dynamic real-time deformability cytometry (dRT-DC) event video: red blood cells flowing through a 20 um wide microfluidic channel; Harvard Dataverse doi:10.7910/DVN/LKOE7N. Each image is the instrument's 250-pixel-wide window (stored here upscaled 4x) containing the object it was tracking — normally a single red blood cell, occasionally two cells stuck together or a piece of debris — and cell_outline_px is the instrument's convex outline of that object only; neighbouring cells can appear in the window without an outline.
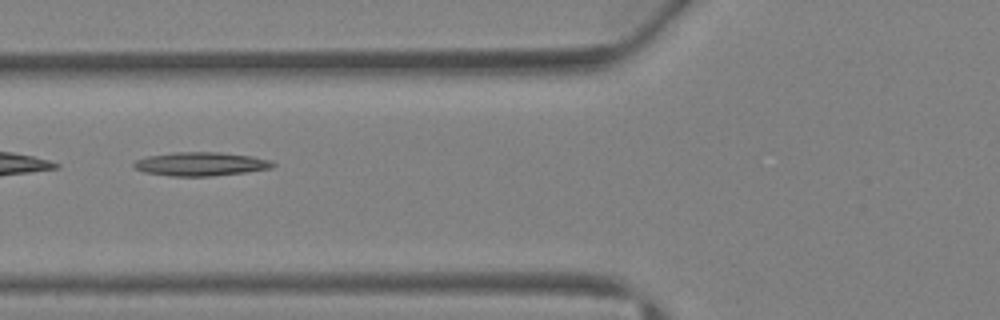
{"species": "Egyptian fruit bat (a non-hibernating species)", "species_latin": "Rousettus aegyptiacus", "temperature_condition": "warm", "stored_images_in_passage": 4, "camera_frame_rate_fps": 3000, "um_per_image_px": 0.085, "animal": {"sex": "female"}, "frame": {"image": 1, "passage_image": 4, "time_ms": 3.667, "image_size_px": [1000, 320], "cell_outline_px": [[276, 164], [272, 168], [244, 172], [212, 176], [172, 176], [144, 172], [132, 168], [132, 164], [136, 160], [148, 156], [176, 152], [220, 152], [252, 156], [272, 160]], "centroid_in_image_um": [17.06, 13.94], "position_along_channel_um": 108.7, "area_um2": 19.25}}